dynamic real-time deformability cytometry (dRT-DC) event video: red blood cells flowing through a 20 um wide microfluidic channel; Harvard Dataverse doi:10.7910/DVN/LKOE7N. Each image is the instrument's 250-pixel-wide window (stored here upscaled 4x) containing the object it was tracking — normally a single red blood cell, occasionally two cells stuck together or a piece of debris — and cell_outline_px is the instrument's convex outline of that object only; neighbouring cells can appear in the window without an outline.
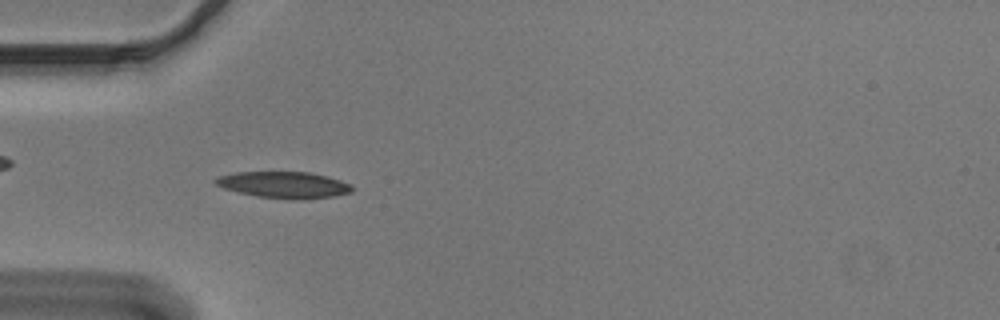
{"species": "Egyptian fruit bat (a non-hibernating species)", "species_latin": "Rousettus aegyptiacus", "temperature_condition": "cold", "stored_images_in_passage": 46, "camera_frame_rate_fps": 3000, "um_per_image_px": 0.085, "animal": {"sex": "male"}, "frame": {"image": 1, "passage_image": 8, "time_ms": 2.333, "image_size_px": [1000, 320], "cell_outline_px": [[352, 192], [332, 196], [300, 200], [292, 200], [260, 196], [240, 192], [224, 188], [216, 184], [212, 180], [216, 176], [236, 172], [308, 172], [328, 176], [352, 184]], "centroid_in_image_um": [24.14, 15.7], "position_along_channel_um": 60.9, "area_um2": 21.04}}
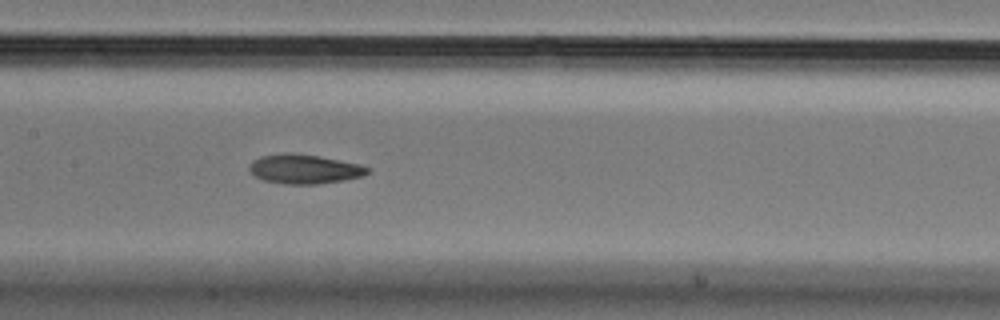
{"frame": {"image": 2, "passage_image": 18, "time_ms": 5.667, "image_size_px": [1000, 320], "cell_outline_px": [[372, 168], [364, 176], [344, 180], [316, 184], [284, 184], [264, 180], [256, 176], [248, 168], [248, 164], [252, 160], [260, 156], [284, 152], [288, 152], [320, 156], [356, 164]], "centroid_in_image_um": [25.84, 14.36], "position_along_channel_um": 181.6, "area_um2": 20.23}}
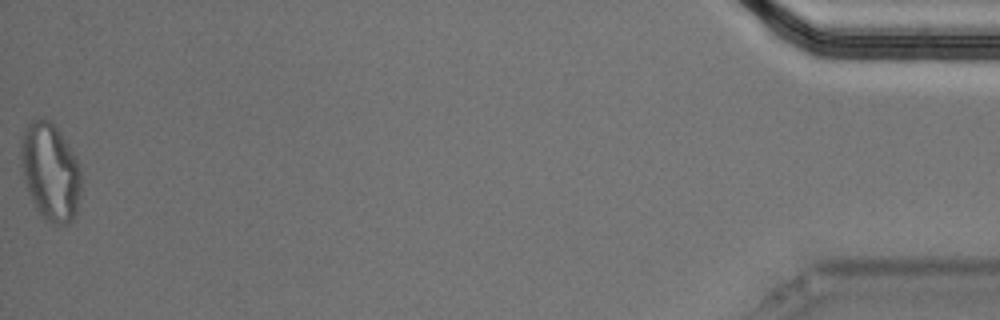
{"frame": {"image": 3, "passage_image": 46, "time_ms": 15.0, "image_size_px": [1000, 320], "cell_outline_px": [[84, 176], [76, 212], [72, 220], [68, 224], [56, 224], [44, 220], [36, 208], [28, 192], [20, 160], [20, 140], [24, 128], [36, 116], [48, 120], [56, 128], [68, 144], [76, 156]], "centroid_in_image_um": [4.29, 14.59], "position_along_channel_um": 430.9, "area_um2": 34.74}, "authors_computed_cell_mechanics": {"area_um2": 20.6057, "velocity_mm_per_s": 3.6706, "shape_relaxation_time_tau1_ms": null, "shape_relaxation_time_tau2_ms": 3.5121, "deformation_change_tau1": null, "deformation_change_tau2": 0.1112}}